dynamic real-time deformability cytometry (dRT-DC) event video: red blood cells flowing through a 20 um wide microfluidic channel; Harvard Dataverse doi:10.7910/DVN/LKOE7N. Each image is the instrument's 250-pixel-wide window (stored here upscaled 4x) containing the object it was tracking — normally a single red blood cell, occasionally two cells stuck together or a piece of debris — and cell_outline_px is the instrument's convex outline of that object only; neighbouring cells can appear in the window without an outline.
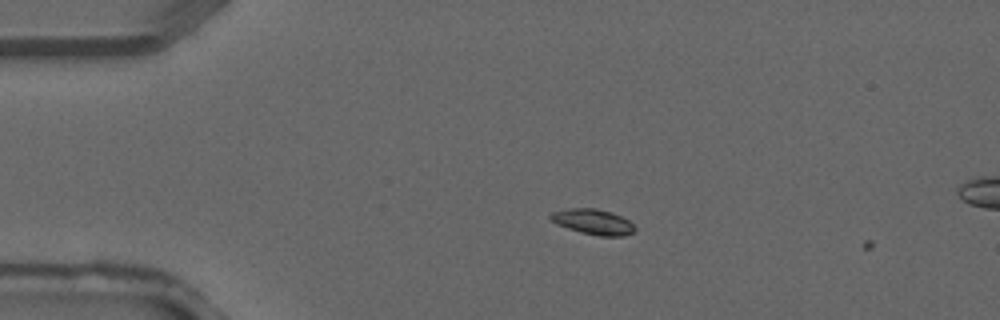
{"species": "common noctule bat (a hibernating species)", "species_latin": "Nyctalus noctula", "temperature_condition": "warm", "stored_images_in_passage": 2, "camera_frame_rate_fps": 3000, "um_per_image_px": 0.085, "animal": {"sex": "male", "forearm_length_mm": 52.5}, "frame": {"image": 1, "passage_image": 1, "time_ms": 0.0, "image_size_px": [1000, 320], "cell_outline_px": [[636, 228], [632, 232], [624, 236], [600, 236], [580, 232], [556, 224], [548, 216], [552, 212], [568, 208], [596, 208], [612, 212], [628, 220]], "centroid_in_image_um": [50.39, 18.84], "position_along_channel_um": 34.6, "area_um2": 12.43}}